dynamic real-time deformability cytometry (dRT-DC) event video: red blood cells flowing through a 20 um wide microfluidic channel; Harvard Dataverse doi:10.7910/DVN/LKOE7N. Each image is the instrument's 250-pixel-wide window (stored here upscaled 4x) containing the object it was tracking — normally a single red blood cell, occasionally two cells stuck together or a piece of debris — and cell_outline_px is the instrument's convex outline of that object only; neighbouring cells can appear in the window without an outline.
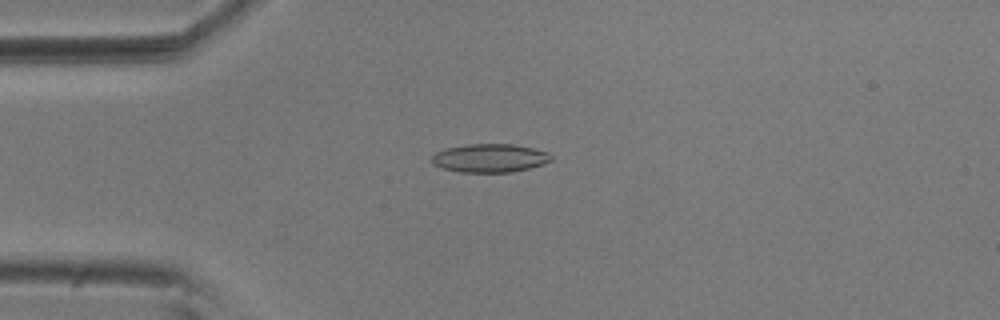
{"species": "common noctule bat (a hibernating species)", "species_latin": "Nyctalus noctula", "temperature_condition": "room temperature", "stored_images_in_passage": 55, "camera_frame_rate_fps": 3000, "um_per_image_px": 0.085, "animal": {"sex": "male", "body_mass_g": 20.5, "forearm_length_mm": 52.5}, "frame": {"image": 1, "passage_image": 14, "time_ms": 4.333, "image_size_px": [1000, 320], "cell_outline_px": [[552, 160], [544, 164], [512, 172], [460, 172], [444, 168], [432, 164], [432, 156], [436, 152], [444, 148], [468, 144], [512, 144], [532, 148], [548, 152], [552, 156]], "centroid_in_image_um": [41.63, 13.43], "position_along_channel_um": 43.4, "area_um2": 19.77}}
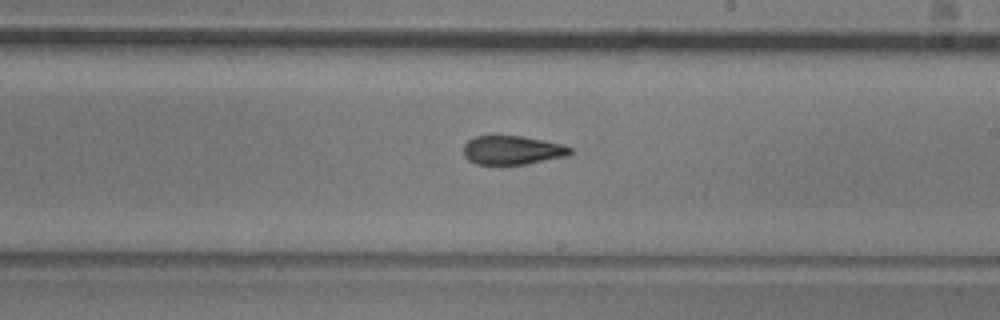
{"frame": {"image": 2, "passage_image": 32, "time_ms": 10.333, "image_size_px": [1000, 320], "cell_outline_px": [[572, 152], [568, 156], [528, 164], [476, 164], [468, 160], [464, 156], [464, 144], [468, 140], [476, 136], [524, 136], [564, 144], [572, 148]], "centroid_in_image_um": [43.58, 12.76], "position_along_channel_um": 245.4, "area_um2": 18.09}}
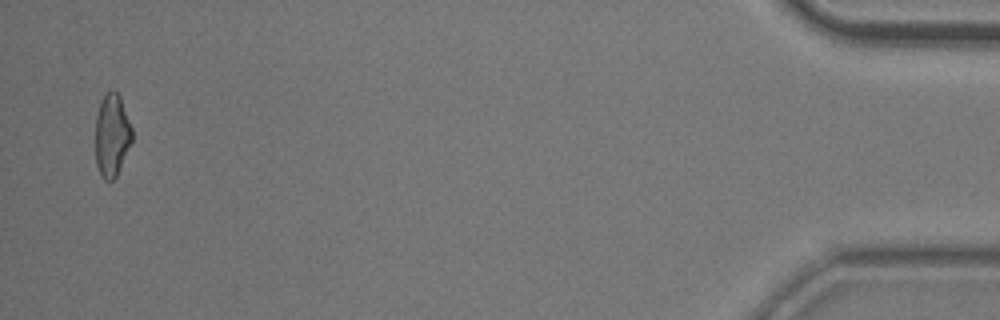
{"frame": {"image": 3, "passage_image": 54, "time_ms": 17.667, "image_size_px": [1000, 320], "cell_outline_px": [[132, 140], [120, 168], [116, 176], [112, 180], [104, 180], [96, 164], [96, 116], [100, 100], [112, 88], [120, 96], [132, 128]], "centroid_in_image_um": [9.51, 11.47], "position_along_channel_um": 425.7, "area_um2": 17.51}, "authors_computed_cell_mechanics": {"area_um2": 18.9006, "velocity_mm_per_s": 3.6697, "shape_relaxation_time_tau1_ms": 7.0245, "shape_relaxation_time_tau2_ms": 3.0076, "deformation_change_tau1": 0.1676, "deformation_change_tau2": 0.112}}